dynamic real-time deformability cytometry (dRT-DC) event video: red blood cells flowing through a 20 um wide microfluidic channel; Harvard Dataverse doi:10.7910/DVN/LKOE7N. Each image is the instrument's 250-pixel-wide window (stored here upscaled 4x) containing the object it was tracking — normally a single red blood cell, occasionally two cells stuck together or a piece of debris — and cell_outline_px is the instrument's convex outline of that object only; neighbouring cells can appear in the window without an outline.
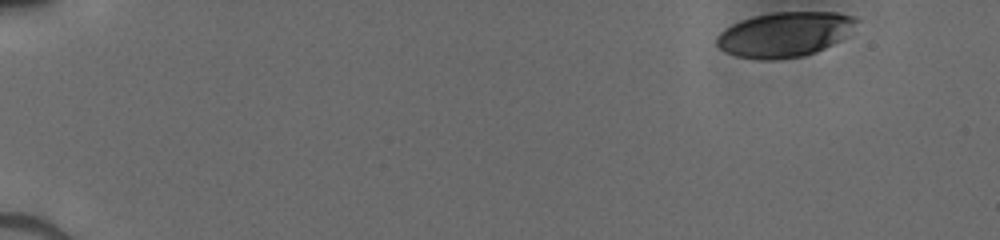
{"species": "human", "species_latin": "Homo sapiens", "temperature_condition": "cold", "stored_images_in_passage": 9, "camera_frame_rate_fps": 3000, "um_per_image_px": 0.085, "donor": {"sex": "male"}, "frame": {"image": 1, "passage_image": 1, "time_ms": 0.0, "image_size_px": [1000, 240], "cell_outline_px": [[860, 20], [840, 40], [816, 52], [804, 56], [772, 60], [760, 60], [736, 56], [724, 52], [716, 44], [716, 36], [720, 32], [732, 24], [740, 20], [756, 16], [776, 12], [836, 12], [852, 16]], "centroid_in_image_um": [66.66, 2.93], "position_along_channel_um": 18.3, "area_um2": 36.47}}